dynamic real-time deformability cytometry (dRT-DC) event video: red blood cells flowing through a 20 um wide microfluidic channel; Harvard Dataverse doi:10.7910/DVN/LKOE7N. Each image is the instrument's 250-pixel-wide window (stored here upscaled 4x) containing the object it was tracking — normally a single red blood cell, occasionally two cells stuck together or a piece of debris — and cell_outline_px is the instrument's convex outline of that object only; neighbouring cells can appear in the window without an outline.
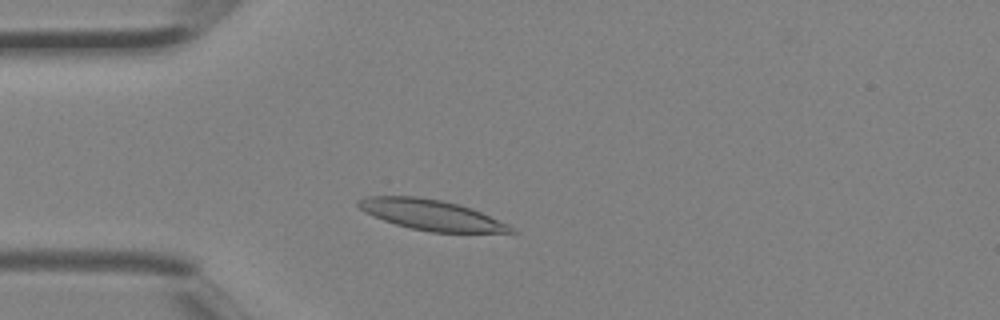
{"species": "Egyptian fruit bat (a non-hibernating species)", "species_latin": "Rousettus aegyptiacus", "temperature_condition": "room temperature", "stored_images_in_passage": 1, "camera_frame_rate_fps": 3000, "um_per_image_px": 0.085, "animal": {"sex": "female"}, "frame": {"image": 1, "passage_image": 1, "time_ms": 0.0, "image_size_px": [1000, 320], "cell_outline_px": [[516, 232], [432, 232], [412, 228], [396, 224], [384, 220], [364, 212], [356, 204], [356, 200], [368, 196], [416, 196], [440, 200], [460, 204], [472, 208], [508, 224]], "centroid_in_image_um": [36.61, 18.25], "position_along_channel_um": 48.4, "area_um2": 26.76}}